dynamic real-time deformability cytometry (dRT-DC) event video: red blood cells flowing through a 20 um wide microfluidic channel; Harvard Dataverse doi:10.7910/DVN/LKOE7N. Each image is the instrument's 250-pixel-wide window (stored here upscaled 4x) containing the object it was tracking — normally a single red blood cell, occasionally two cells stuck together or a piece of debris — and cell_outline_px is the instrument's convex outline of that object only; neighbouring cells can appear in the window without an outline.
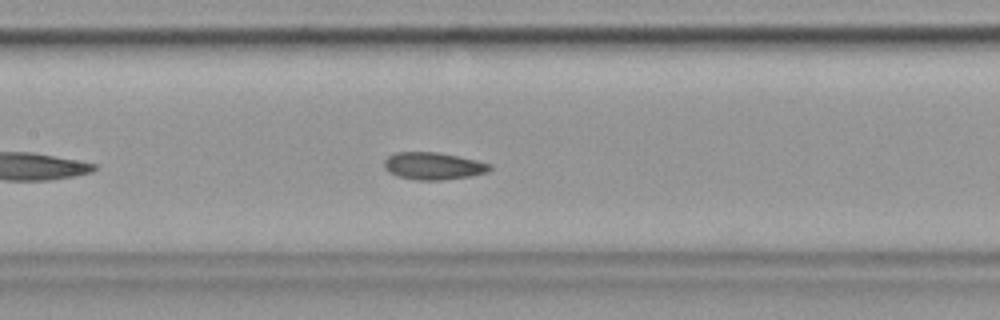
{"species": "common noctule bat (a hibernating species)", "species_latin": "Nyctalus noctula", "temperature_condition": "cold", "stored_images_in_passage": 44, "camera_frame_rate_fps": 3000, "um_per_image_px": 0.085, "animal": {"sex": "female", "body_mass_g": 19.9}, "frame": {"image": 1, "passage_image": 13, "time_ms": 4.0, "image_size_px": [1000, 320], "cell_outline_px": [[492, 168], [488, 172], [472, 176], [440, 180], [416, 180], [396, 176], [388, 172], [384, 168], [384, 160], [388, 156], [396, 152], [436, 152], [476, 160], [492, 164]], "centroid_in_image_um": [36.82, 14.11], "position_along_channel_um": 170.6, "area_um2": 16.88}, "authors_computed_cell_mechanics": {"area_um2": 16.8776, "velocity_mm_per_s": 3.5262, "shape_relaxation_time_tau1_ms": 9.3115, "shape_relaxation_time_tau2_ms": 3.7209, "deformation_change_tau1": 0.1558, "deformation_change_tau2": 0.0794}}